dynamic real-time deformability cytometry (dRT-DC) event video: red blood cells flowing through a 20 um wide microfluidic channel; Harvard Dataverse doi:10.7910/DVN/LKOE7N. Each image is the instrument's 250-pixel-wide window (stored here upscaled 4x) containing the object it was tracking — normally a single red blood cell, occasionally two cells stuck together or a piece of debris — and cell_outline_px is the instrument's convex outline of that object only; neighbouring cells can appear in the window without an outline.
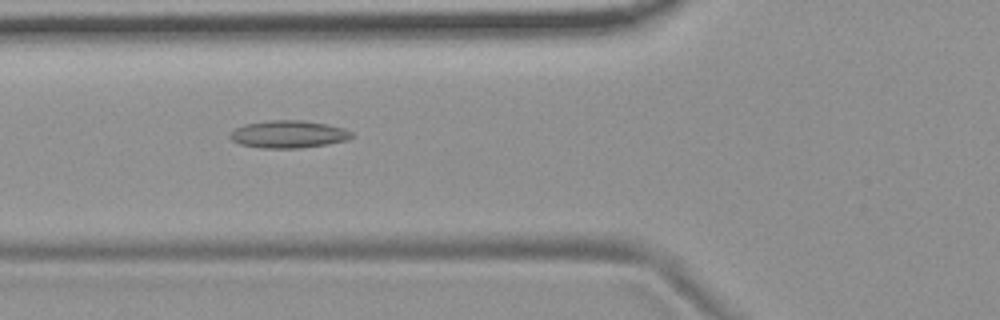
{"species": "common noctule bat (a hibernating species)", "species_latin": "Nyctalus noctula", "temperature_condition": "room temperature", "stored_images_in_passage": 54, "camera_frame_rate_fps": 3000, "um_per_image_px": 0.085, "animal": {"sex": "female", "body_mass_g": 19.9}, "frame": {"image": 1, "passage_image": 20, "time_ms": 6.333, "image_size_px": [1000, 320], "cell_outline_px": [[352, 136], [348, 140], [328, 144], [300, 148], [260, 148], [240, 144], [232, 140], [228, 136], [236, 128], [244, 124], [272, 120], [304, 120], [328, 124], [344, 128], [352, 132]], "centroid_in_image_um": [24.53, 11.41], "position_along_channel_um": 101.3, "area_um2": 19.54}}
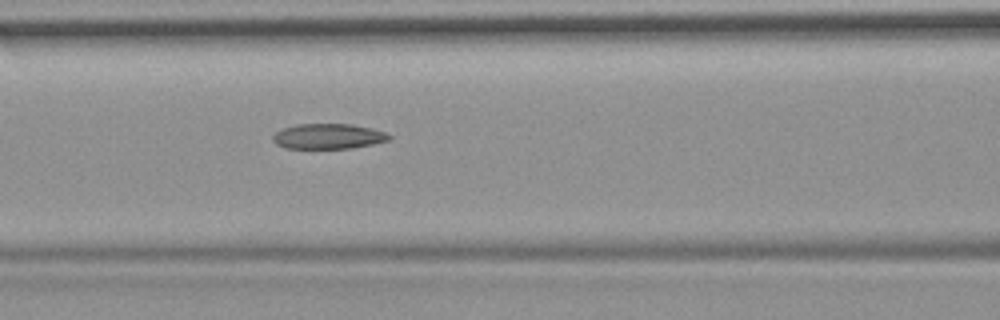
{"frame": {"image": 2, "passage_image": 23, "time_ms": 7.333, "image_size_px": [1000, 320], "cell_outline_px": [[392, 136], [388, 140], [372, 144], [352, 148], [284, 148], [276, 144], [272, 140], [272, 136], [280, 128], [296, 124], [352, 124], [372, 128], [384, 132]], "centroid_in_image_um": [27.86, 11.58], "position_along_channel_um": 138.7, "area_um2": 17.17}}
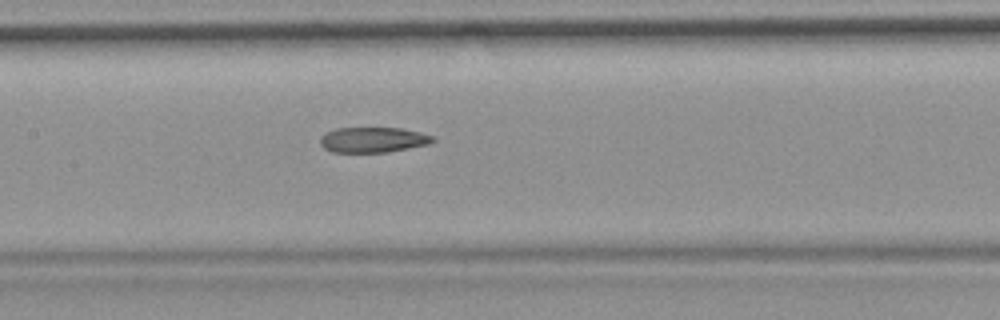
{"frame": {"image": 3, "passage_image": 26, "time_ms": 8.333, "image_size_px": [1000, 320], "cell_outline_px": [[436, 140], [428, 144], [408, 148], [384, 152], [332, 152], [324, 148], [320, 144], [320, 136], [336, 128], [400, 128], [420, 132], [432, 136]], "centroid_in_image_um": [31.68, 11.88], "position_along_channel_um": 175.7, "area_um2": 16.47}, "authors_computed_cell_mechanics": {"area_um2": 18.0625, "velocity_mm_per_s": 3.7122, "shape_relaxation_time_tau1_ms": null, "shape_relaxation_time_tau2_ms": 6.4247, "deformation_change_tau1": null, "deformation_change_tau2": 0.1774}}